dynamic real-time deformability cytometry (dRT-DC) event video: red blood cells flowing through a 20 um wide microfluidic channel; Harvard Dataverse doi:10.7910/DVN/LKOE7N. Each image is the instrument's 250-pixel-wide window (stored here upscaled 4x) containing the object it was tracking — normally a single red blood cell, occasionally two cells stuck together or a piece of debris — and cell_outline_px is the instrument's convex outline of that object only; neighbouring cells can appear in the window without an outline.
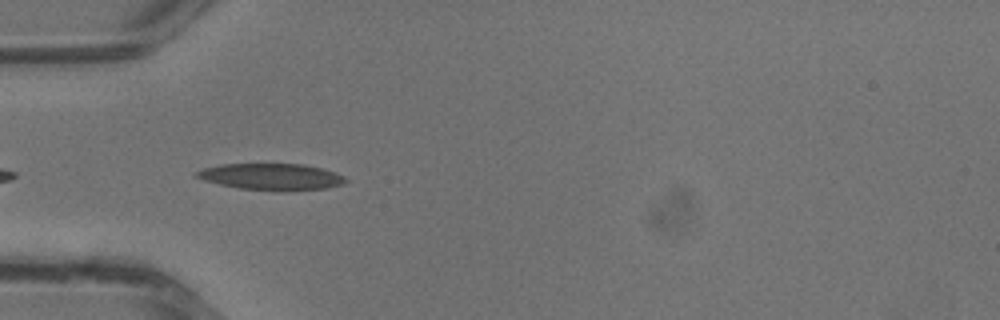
{"species": "common noctule bat (a hibernating species)", "species_latin": "Nyctalus noctula", "temperature_condition": "warm", "stored_images_in_passage": 27, "camera_frame_rate_fps": 3000, "um_per_image_px": 0.085, "animal": {"sex": "male", "body_mass_g": 13.3}, "frame": {"image": 1, "passage_image": 1, "time_ms": 0.0, "image_size_px": [1000, 320], "cell_outline_px": [[348, 180], [344, 184], [328, 188], [240, 188], [220, 184], [204, 180], [196, 176], [196, 172], [204, 168], [220, 164], [304, 164], [336, 172], [344, 176]], "centroid_in_image_um": [23.08, 14.97], "position_along_channel_um": 61.9, "area_um2": 21.91}}
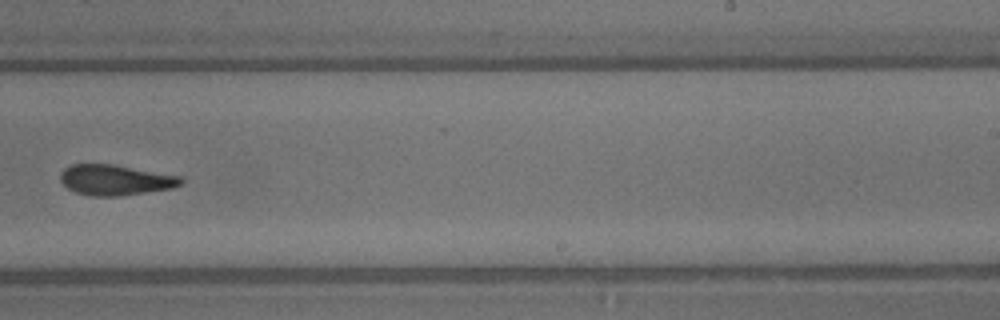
{"frame": {"image": 2, "passage_image": 13, "time_ms": 4.0, "image_size_px": [1000, 320], "cell_outline_px": [[184, 180], [180, 184], [172, 188], [120, 196], [88, 196], [76, 192], [68, 188], [60, 180], [60, 172], [64, 168], [72, 164], [112, 164], [180, 176]], "centroid_in_image_um": [9.77, 15.3], "position_along_channel_um": 279.2, "area_um2": 21.33}}
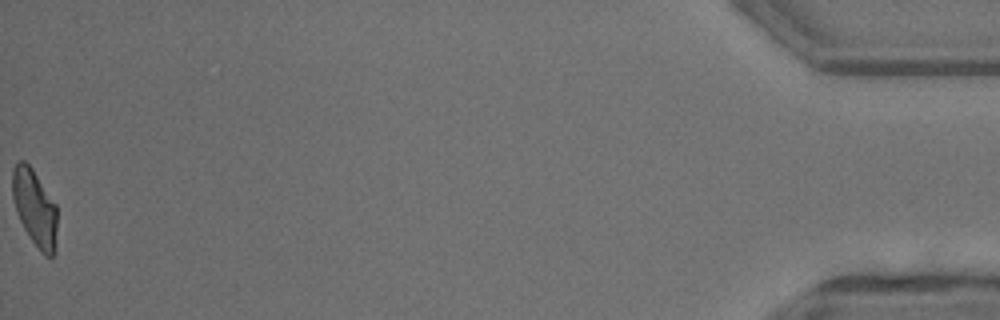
{"frame": {"image": 3, "passage_image": 27, "time_ms": 8.667, "image_size_px": [1000, 320], "cell_outline_px": [[56, 248], [52, 256], [44, 256], [40, 252], [24, 228], [16, 212], [12, 196], [12, 168], [16, 160], [24, 160], [32, 168], [56, 204]], "centroid_in_image_um": [2.93, 17.64], "position_along_channel_um": 432.3, "area_um2": 20.06}}